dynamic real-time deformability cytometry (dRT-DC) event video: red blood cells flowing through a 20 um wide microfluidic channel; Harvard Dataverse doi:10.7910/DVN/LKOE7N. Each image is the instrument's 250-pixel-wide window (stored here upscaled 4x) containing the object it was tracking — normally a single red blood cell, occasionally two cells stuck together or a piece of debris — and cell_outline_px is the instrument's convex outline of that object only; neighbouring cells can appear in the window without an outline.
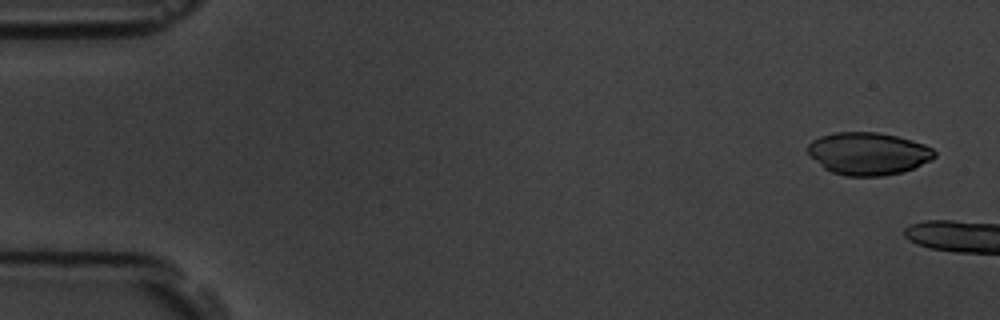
{"species": "common noctule bat (a hibernating species)", "species_latin": "Nyctalus noctula", "temperature_condition": "room temperature", "stored_images_in_passage": 4, "camera_frame_rate_fps": 3000, "um_per_image_px": 0.085, "animal": {"sex": "male", "body_mass_g": 19.5, "forearm_length_mm": 54.6}, "frame": {"image": 1, "passage_image": 1, "time_ms": 0.0, "image_size_px": [1000, 320], "cell_outline_px": [[936, 156], [932, 160], [904, 172], [880, 176], [844, 176], [832, 172], [824, 168], [808, 152], [808, 144], [812, 140], [820, 136], [836, 132], [876, 132], [896, 136], [912, 140], [924, 144], [932, 148], [936, 152]], "centroid_in_image_um": [73.82, 13.05], "position_along_channel_um": 11.2, "area_um2": 31.39}}